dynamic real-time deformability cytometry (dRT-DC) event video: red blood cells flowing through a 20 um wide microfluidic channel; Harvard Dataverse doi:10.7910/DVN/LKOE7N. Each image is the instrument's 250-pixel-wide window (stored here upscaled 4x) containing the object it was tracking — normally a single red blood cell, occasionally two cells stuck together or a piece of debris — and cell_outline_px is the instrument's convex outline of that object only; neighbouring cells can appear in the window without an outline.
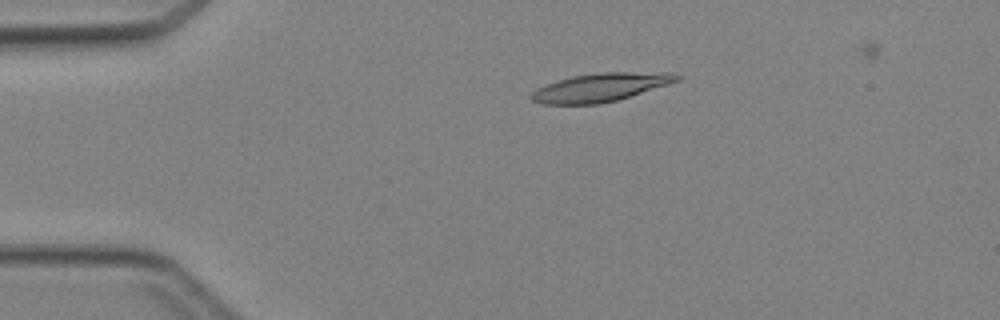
{"species": "Egyptian fruit bat (a non-hibernating species)", "species_latin": "Rousettus aegyptiacus", "temperature_condition": "cold", "stored_images_in_passage": 46, "camera_frame_rate_fps": 3000, "um_per_image_px": 0.085, "animal": {"sex": "female"}, "frame": {"image": 1, "passage_image": 10, "time_ms": 3.0, "image_size_px": [1000, 320], "cell_outline_px": [[684, 76], [680, 80], [668, 84], [616, 100], [600, 104], [540, 104], [532, 100], [532, 92], [536, 88], [544, 84], [556, 80], [572, 76], [600, 72], [672, 72]], "centroid_in_image_um": [51.05, 7.41], "position_along_channel_um": 34.0, "area_um2": 24.16}}
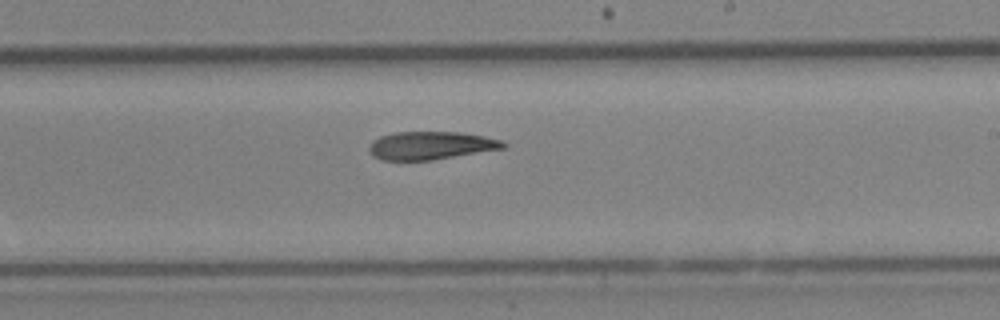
{"frame": {"image": 2, "passage_image": 28, "time_ms": 9.0, "image_size_px": [1000, 320], "cell_outline_px": [[508, 144], [504, 148], [432, 160], [380, 160], [372, 156], [368, 148], [372, 140], [380, 136], [396, 132], [460, 132], [484, 136], [504, 140]], "centroid_in_image_um": [36.61, 12.36], "position_along_channel_um": 252.4, "area_um2": 22.02}}
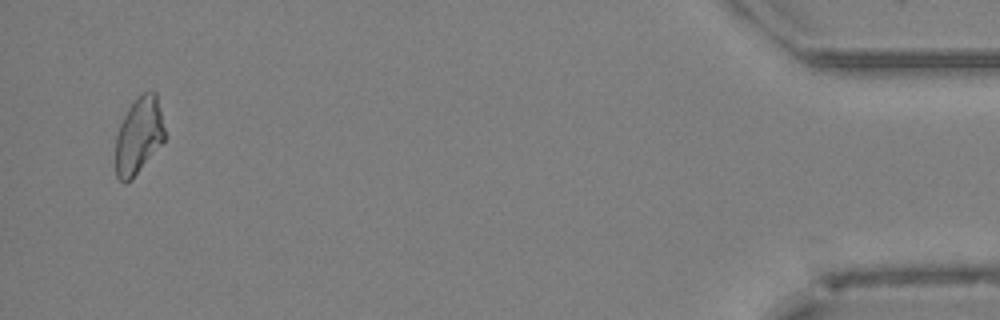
{"frame": {"image": 3, "passage_image": 45, "time_ms": 14.667, "image_size_px": [1000, 320], "cell_outline_px": [[164, 140], [132, 180], [124, 184], [116, 176], [116, 136], [120, 124], [128, 108], [144, 92], [152, 88], [156, 92], [164, 128]], "centroid_in_image_um": [11.78, 11.54], "position_along_channel_um": 423.4, "area_um2": 21.73}}